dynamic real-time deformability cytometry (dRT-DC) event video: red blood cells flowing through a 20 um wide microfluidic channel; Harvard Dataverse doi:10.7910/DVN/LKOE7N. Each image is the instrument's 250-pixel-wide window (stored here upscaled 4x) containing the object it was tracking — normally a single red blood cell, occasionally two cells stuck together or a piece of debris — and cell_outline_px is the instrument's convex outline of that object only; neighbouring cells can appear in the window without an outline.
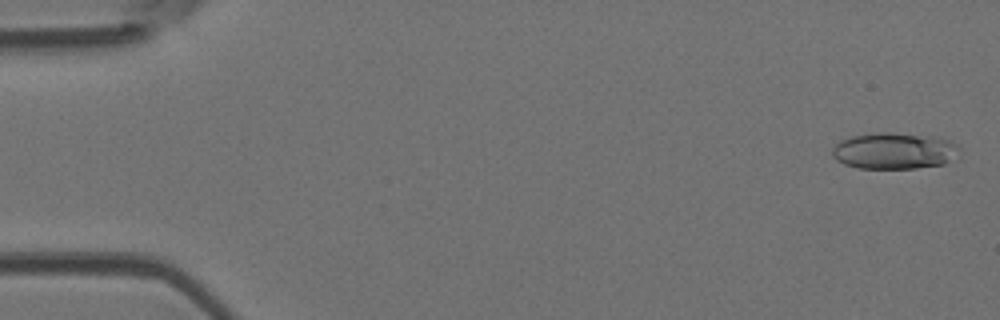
{"species": "Egyptian fruit bat (a non-hibernating species)", "species_latin": "Rousettus aegyptiacus", "temperature_condition": "room temperature", "stored_images_in_passage": 13, "camera_frame_rate_fps": 3000, "um_per_image_px": 0.085, "animal": {"sex": "female"}, "frame": {"image": 1, "passage_image": 1, "time_ms": 0.0, "image_size_px": [1000, 320], "cell_outline_px": [[960, 148], [944, 164], [916, 168], [856, 168], [844, 164], [836, 160], [832, 156], [832, 148], [840, 140], [852, 136], [876, 132], [892, 132], [936, 136], [952, 140]], "centroid_in_image_um": [75.97, 12.8], "position_along_channel_um": 9.0, "area_um2": 27.11}}